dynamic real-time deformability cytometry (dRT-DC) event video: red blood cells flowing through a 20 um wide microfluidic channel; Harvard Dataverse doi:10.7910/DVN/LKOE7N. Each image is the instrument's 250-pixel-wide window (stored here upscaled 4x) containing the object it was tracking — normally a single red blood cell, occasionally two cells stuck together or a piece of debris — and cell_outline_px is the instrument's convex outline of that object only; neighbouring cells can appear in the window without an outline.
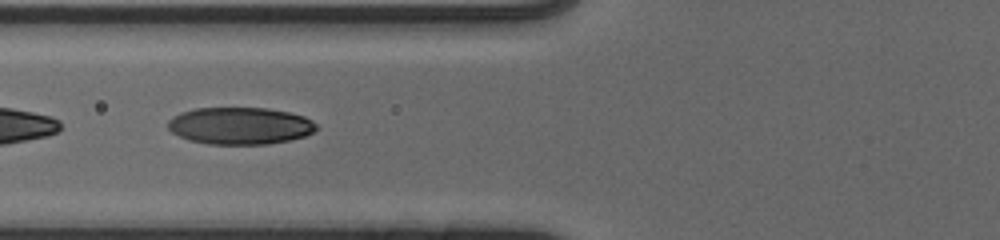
{"species": "human", "species_latin": "Homo sapiens", "temperature_condition": "cold", "stored_images_in_passage": 55, "segment_of_instrument_passage": [2, 2], "camera_frame_rate_fps": 3000, "um_per_image_px": 0.085, "donor": {"sex": "male"}, "frame": {"image": 1, "passage_image": 24, "time_ms": 7.667, "image_size_px": [1000, 240], "cell_outline_px": [[320, 128], [304, 136], [288, 140], [268, 144], [208, 144], [188, 140], [172, 132], [168, 128], [168, 120], [172, 116], [180, 112], [196, 108], [268, 108], [288, 112], [304, 116], [312, 120]], "centroid_in_image_um": [20.39, 10.69], "position_along_channel_um": 105.4, "area_um2": 32.19}}
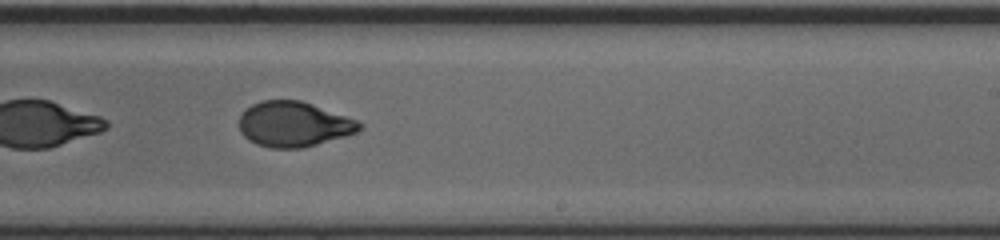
{"frame": {"image": 2, "passage_image": 36, "time_ms": 11.667, "image_size_px": [1000, 240], "cell_outline_px": [[364, 128], [356, 132], [344, 136], [316, 144], [300, 148], [272, 148], [256, 144], [248, 140], [240, 132], [240, 116], [252, 104], [260, 100], [300, 100], [312, 104], [356, 120], [364, 124]], "centroid_in_image_um": [24.96, 10.56], "position_along_channel_um": 264.0, "area_um2": 31.39}}
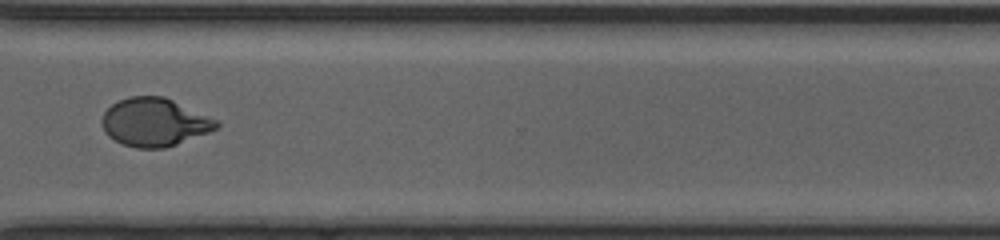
{"frame": {"image": 3, "passage_image": 43, "time_ms": 14.0, "image_size_px": [1000, 240], "cell_outline_px": [[220, 128], [176, 144], [164, 148], [136, 148], [124, 144], [108, 136], [104, 132], [100, 120], [104, 112], [112, 104], [128, 96], [164, 96], [220, 120]], "centroid_in_image_um": [13.15, 10.38], "position_along_channel_um": 357.4, "area_um2": 32.37}}